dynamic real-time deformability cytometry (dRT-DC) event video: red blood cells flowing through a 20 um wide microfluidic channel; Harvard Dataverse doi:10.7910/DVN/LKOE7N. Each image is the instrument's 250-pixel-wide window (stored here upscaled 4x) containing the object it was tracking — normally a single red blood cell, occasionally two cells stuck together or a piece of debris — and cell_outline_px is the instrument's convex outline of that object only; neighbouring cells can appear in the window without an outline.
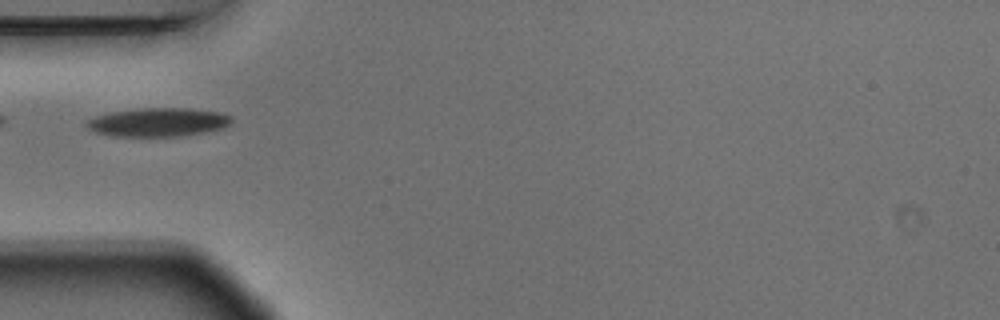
{"species": "Egyptian fruit bat (a non-hibernating species)", "species_latin": "Rousettus aegyptiacus", "temperature_condition": "warm", "stored_images_in_passage": 6, "camera_frame_rate_fps": 3000, "um_per_image_px": 0.085, "animal": {"sex": "male"}, "frame": {"image": 1, "passage_image": 4, "time_ms": 1.0, "image_size_px": [1000, 320], "cell_outline_px": [[232, 124], [224, 128], [184, 136], [112, 136], [96, 132], [88, 128], [84, 124], [88, 120], [96, 116], [112, 112], [136, 108], [188, 108], [220, 112], [232, 116]], "centroid_in_image_um": [13.48, 10.38], "position_along_channel_um": 71.5, "area_um2": 24.33}}
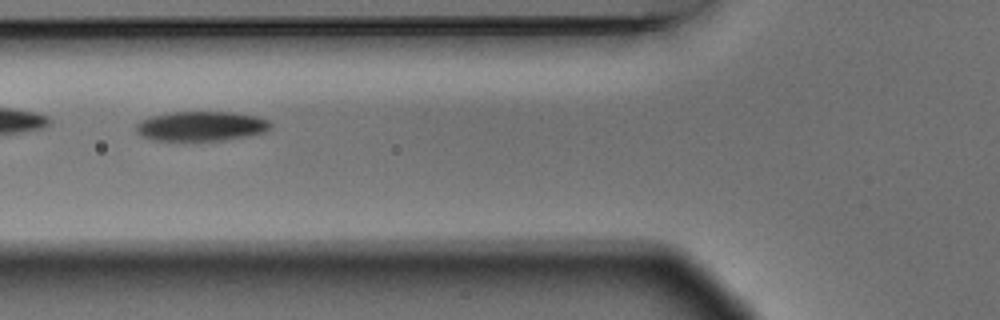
{"frame": {"image": 2, "passage_image": 5, "time_ms": 1.333, "image_size_px": [1000, 320], "cell_outline_px": [[272, 128], [264, 132], [248, 136], [224, 140], [152, 140], [140, 136], [136, 132], [136, 124], [140, 120], [152, 116], [168, 112], [232, 112], [256, 116], [268, 120], [272, 124]], "centroid_in_image_um": [17.09, 10.72], "position_along_channel_um": 108.7, "area_um2": 23.35}}
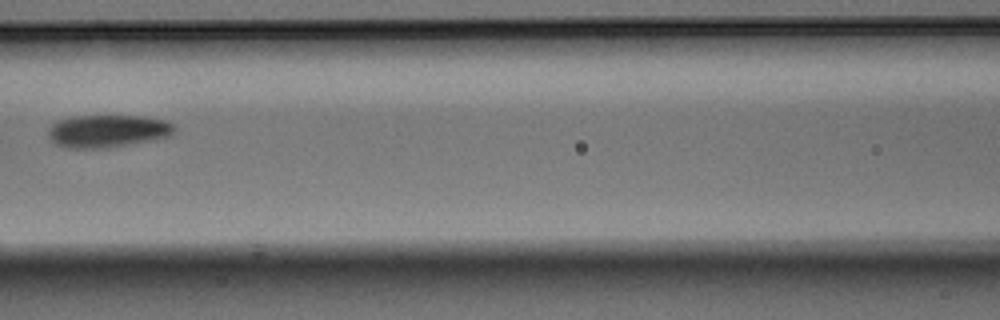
{"frame": {"image": 3, "passage_image": 6, "time_ms": 1.667, "image_size_px": [1000, 320], "cell_outline_px": [[176, 128], [172, 136], [152, 140], [108, 148], [64, 148], [56, 144], [48, 136], [48, 128], [52, 124], [60, 120], [76, 116], [140, 116], [164, 120], [172, 124]], "centroid_in_image_um": [9.15, 11.15], "position_along_channel_um": 157.5, "area_um2": 23.99}}